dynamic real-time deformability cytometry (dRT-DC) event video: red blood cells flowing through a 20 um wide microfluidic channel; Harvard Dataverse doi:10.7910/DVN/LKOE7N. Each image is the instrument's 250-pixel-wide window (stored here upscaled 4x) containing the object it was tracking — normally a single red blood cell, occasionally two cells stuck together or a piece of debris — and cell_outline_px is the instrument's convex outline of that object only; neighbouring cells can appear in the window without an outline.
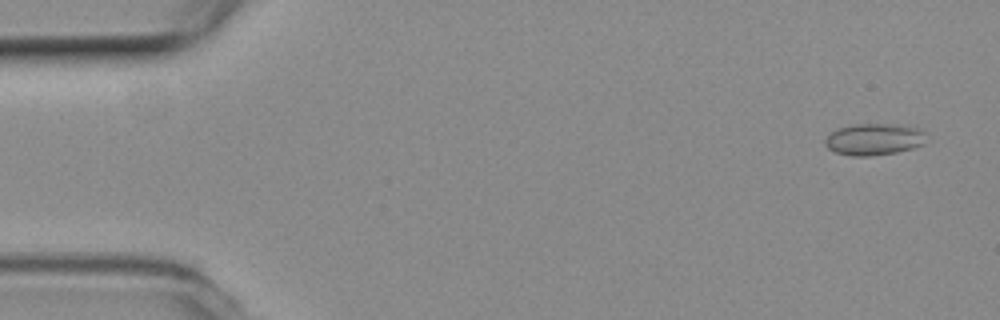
{"species": "common noctule bat (a hibernating species)", "species_latin": "Nyctalus noctula", "temperature_condition": "room temperature", "stored_images_in_passage": 49, "camera_frame_rate_fps": 3000, "um_per_image_px": 0.085, "animal": {"sex": "female", "body_mass_g": 19.3, "forearm_length_mm": 54.1}, "frame": {"image": 1, "passage_image": 2, "time_ms": 0.333, "image_size_px": [1000, 320], "cell_outline_px": [[924, 144], [912, 148], [896, 152], [868, 156], [852, 156], [836, 152], [828, 148], [824, 144], [824, 140], [832, 132], [840, 128], [852, 124], [892, 124], [920, 128], [924, 132]], "centroid_in_image_um": [74.28, 11.84], "position_along_channel_um": 10.7, "area_um2": 18.5}}
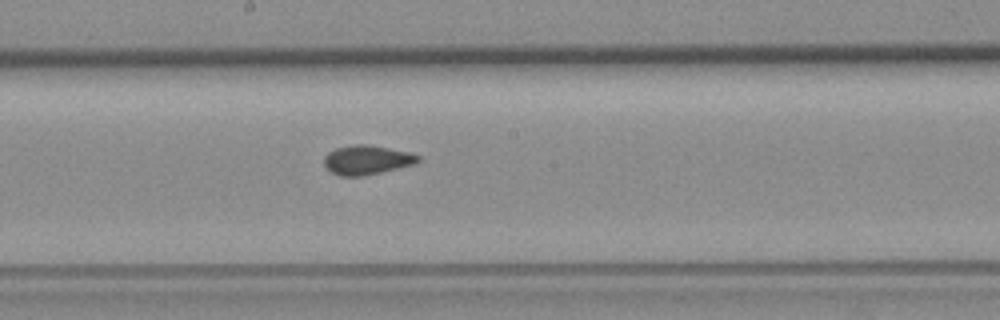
{"frame": {"image": 2, "passage_image": 28, "time_ms": 9.0, "image_size_px": [1000, 320], "cell_outline_px": [[420, 160], [416, 164], [380, 172], [360, 176], [340, 176], [332, 172], [324, 164], [324, 156], [328, 152], [336, 148], [356, 144], [368, 144], [412, 152], [420, 156]], "centroid_in_image_um": [31.22, 13.58], "position_along_channel_um": 217.0, "area_um2": 16.07}}
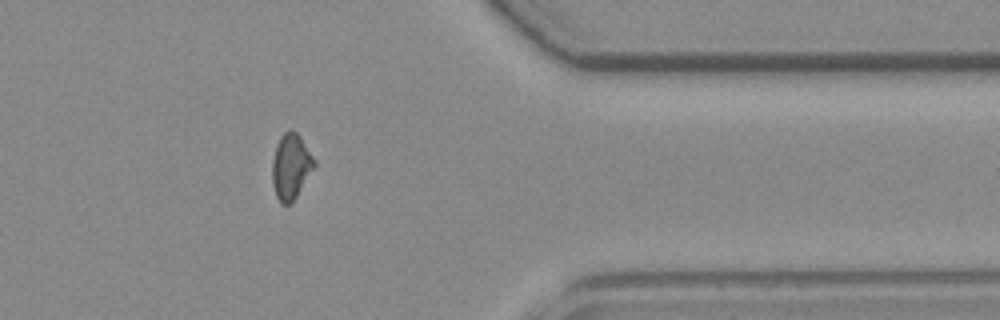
{"frame": {"image": 3, "passage_image": 43, "time_ms": 14.0, "image_size_px": [1000, 320], "cell_outline_px": [[316, 164], [296, 196], [288, 204], [280, 204], [276, 196], [272, 184], [272, 160], [276, 144], [280, 136], [288, 128], [296, 132], [300, 136], [316, 160]], "centroid_in_image_um": [24.71, 14.11], "position_along_channel_um": 386.7, "area_um2": 16.07}}